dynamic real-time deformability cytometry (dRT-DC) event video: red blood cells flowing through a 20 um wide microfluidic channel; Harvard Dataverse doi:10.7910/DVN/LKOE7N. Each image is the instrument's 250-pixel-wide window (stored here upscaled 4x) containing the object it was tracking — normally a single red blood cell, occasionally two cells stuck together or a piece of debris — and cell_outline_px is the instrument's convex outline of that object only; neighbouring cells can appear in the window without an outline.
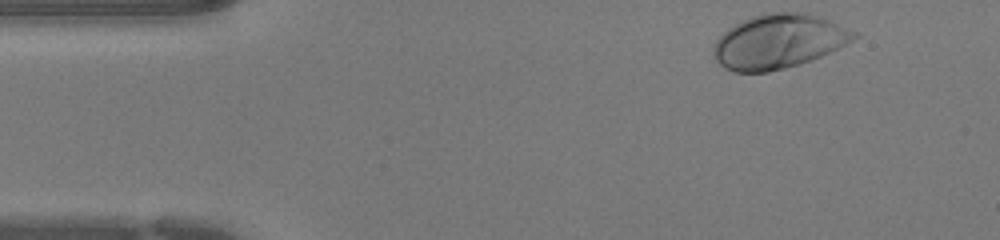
{"species": "human", "species_latin": "Homo sapiens", "temperature_condition": "warm", "stored_images_in_passage": 37, "camera_frame_rate_fps": 3000, "um_per_image_px": 0.085, "donor": {"sex": "female"}, "frame": {"image": 1, "passage_image": 1, "time_ms": 0.0, "image_size_px": [1000, 240], "cell_outline_px": [[860, 36], [820, 56], [784, 68], [768, 72], [736, 72], [724, 68], [716, 60], [712, 48], [716, 40], [728, 28], [752, 16], [764, 12], [812, 12], [860, 32]], "centroid_in_image_um": [66.2, 3.49], "position_along_channel_um": 18.8, "area_um2": 44.45}}
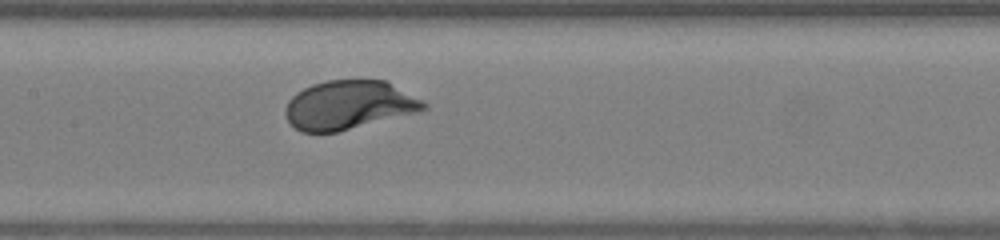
{"frame": {"image": 2, "passage_image": 17, "time_ms": 5.333, "image_size_px": [1000, 240], "cell_outline_px": [[428, 108], [416, 112], [336, 132], [300, 132], [288, 120], [284, 112], [284, 108], [288, 100], [296, 92], [312, 84], [328, 80], [384, 80], [428, 104]], "centroid_in_image_um": [29.59, 8.92], "position_along_channel_um": 177.8, "area_um2": 38.84}}
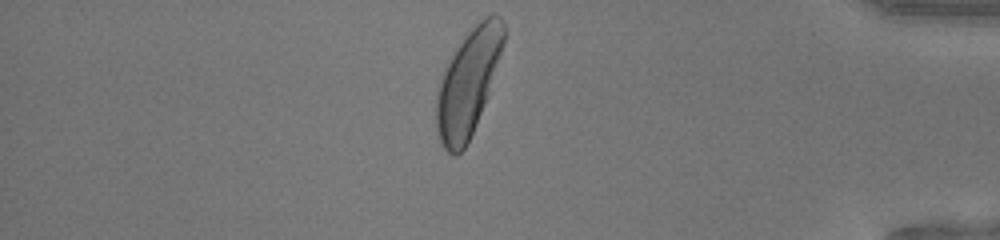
{"frame": {"image": 3, "passage_image": 34, "time_ms": 11.0, "image_size_px": [1000, 240], "cell_outline_px": [[504, 40], [476, 124], [464, 148], [456, 156], [452, 156], [440, 144], [436, 128], [436, 92], [444, 68], [448, 60], [464, 36], [484, 16], [492, 12], [500, 16], [504, 24]], "centroid_in_image_um": [39.73, 7.02], "position_along_channel_um": 395.5, "area_um2": 40.63}}